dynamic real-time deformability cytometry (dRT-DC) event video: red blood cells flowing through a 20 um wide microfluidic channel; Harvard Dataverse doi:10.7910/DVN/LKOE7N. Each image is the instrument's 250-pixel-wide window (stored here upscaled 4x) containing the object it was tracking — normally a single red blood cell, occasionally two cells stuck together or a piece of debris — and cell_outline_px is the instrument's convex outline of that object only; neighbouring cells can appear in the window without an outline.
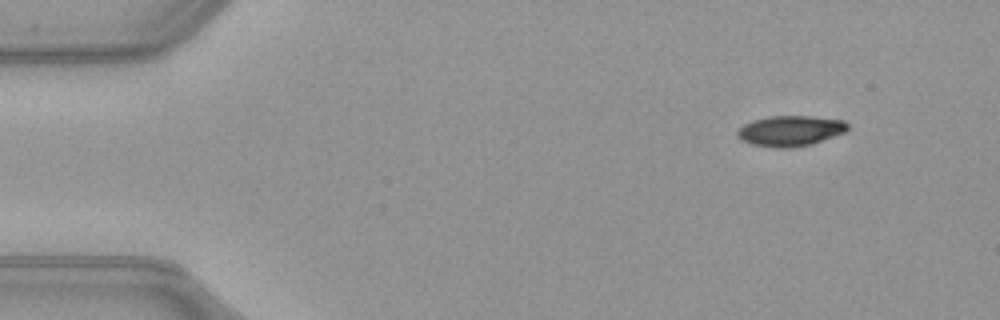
{"species": "common noctule bat (a hibernating species)", "species_latin": "Nyctalus noctula", "temperature_condition": "warm", "stored_images_in_passage": 47, "camera_frame_rate_fps": 3000, "um_per_image_px": 0.085, "animal": {"sex": "female", "body_mass_g": 21.9}, "frame": {"image": 1, "passage_image": 1, "time_ms": 0.0, "image_size_px": [1000, 320], "cell_outline_px": [[848, 128], [844, 132], [812, 144], [788, 148], [776, 148], [752, 144], [740, 140], [736, 136], [736, 132], [744, 124], [752, 120], [768, 116], [812, 116], [844, 120], [848, 124]], "centroid_in_image_um": [67.14, 11.12], "position_along_channel_um": 17.9, "area_um2": 19.65}}
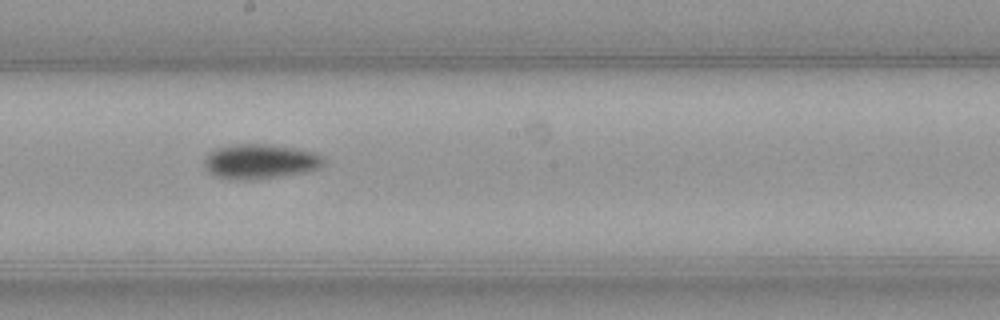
{"frame": {"image": 2, "passage_image": 24, "time_ms": 7.667, "image_size_px": [1000, 320], "cell_outline_px": [[324, 164], [320, 168], [304, 172], [256, 180], [228, 180], [216, 176], [208, 172], [204, 164], [204, 160], [208, 152], [216, 148], [236, 144], [272, 144], [300, 148], [316, 152], [324, 156]], "centroid_in_image_um": [22.13, 13.72], "position_along_channel_um": 226.1, "area_um2": 24.74}}
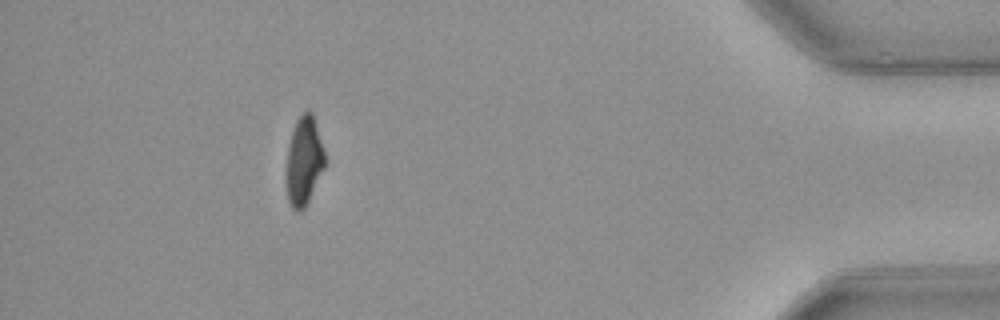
{"frame": {"image": 3, "passage_image": 42, "time_ms": 13.667, "image_size_px": [1000, 320], "cell_outline_px": [[324, 168], [304, 208], [300, 212], [296, 212], [292, 208], [288, 200], [288, 148], [292, 132], [296, 120], [308, 108], [312, 112], [324, 148]], "centroid_in_image_um": [25.86, 13.65], "position_along_channel_um": 409.3, "area_um2": 19.31}, "authors_computed_cell_mechanics": {"area_um2": 21.7328, "velocity_mm_per_s": 4.0218, "shape_relaxation_time_tau1_ms": 4.0528, "shape_relaxation_time_tau2_ms": null, "deformation_change_tau1": 0.1695, "deformation_change_tau2": null}}